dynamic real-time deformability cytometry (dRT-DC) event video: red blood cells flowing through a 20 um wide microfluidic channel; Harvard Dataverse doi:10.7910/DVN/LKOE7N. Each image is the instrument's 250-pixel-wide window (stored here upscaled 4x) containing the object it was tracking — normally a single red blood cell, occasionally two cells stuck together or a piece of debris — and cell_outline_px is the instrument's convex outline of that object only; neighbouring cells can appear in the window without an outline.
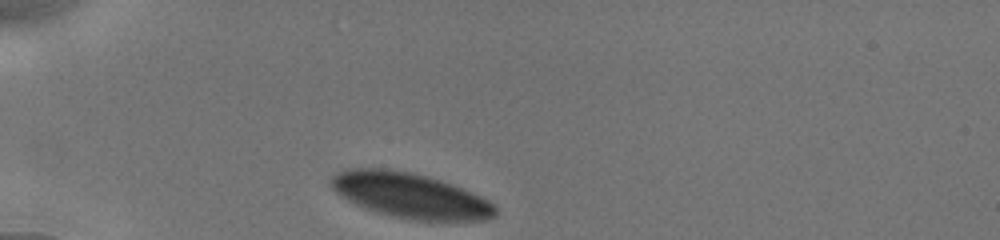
{"species": "human", "species_latin": "Homo sapiens", "temperature_condition": "cold", "stored_images_in_passage": 43, "camera_frame_rate_fps": 3000, "um_per_image_px": 0.085, "donor": {"sex": "male"}, "frame": {"image": 1, "passage_image": 1, "time_ms": 0.0, "image_size_px": [1000, 240], "cell_outline_px": [[496, 216], [488, 220], [412, 220], [392, 216], [376, 212], [364, 208], [340, 196], [332, 188], [328, 180], [336, 172], [344, 168], [384, 168], [408, 172], [440, 180], [480, 196], [488, 200], [496, 208]], "centroid_in_image_um": [34.8, 16.61], "position_along_channel_um": 50.2, "area_um2": 43.0}}
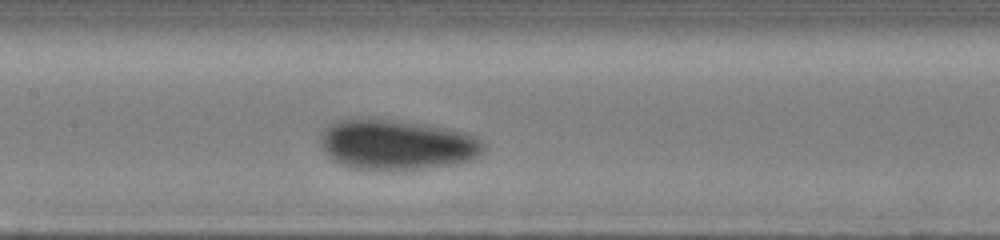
{"frame": {"image": 2, "passage_image": 22, "time_ms": 4.0, "image_size_px": [1000, 240], "cell_outline_px": [[484, 152], [480, 156], [472, 160], [448, 164], [420, 168], [352, 168], [340, 164], [332, 160], [324, 152], [320, 144], [320, 128], [336, 120], [360, 116], [376, 116], [424, 124], [464, 132], [476, 136], [484, 144]], "centroid_in_image_um": [33.63, 12.22], "position_along_channel_um": 173.8, "area_um2": 48.32}}
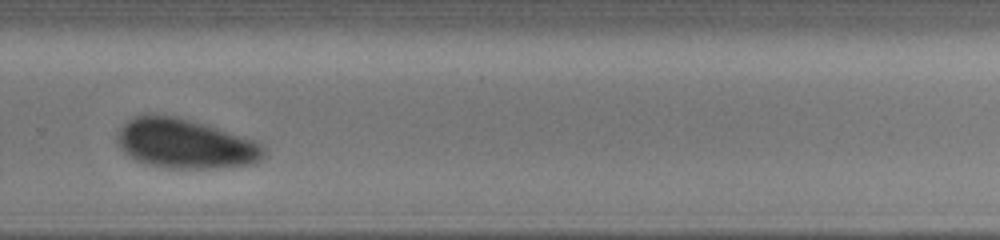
{"frame": {"image": 3, "passage_image": 42, "time_ms": 7.667, "image_size_px": [1000, 240], "cell_outline_px": [[268, 156], [256, 164], [216, 168], [168, 168], [148, 164], [136, 160], [128, 156], [116, 144], [116, 136], [120, 128], [128, 120], [136, 116], [176, 116], [208, 124], [256, 140], [264, 144]], "centroid_in_image_um": [15.83, 12.23], "position_along_channel_um": 314.0, "area_um2": 42.89}}